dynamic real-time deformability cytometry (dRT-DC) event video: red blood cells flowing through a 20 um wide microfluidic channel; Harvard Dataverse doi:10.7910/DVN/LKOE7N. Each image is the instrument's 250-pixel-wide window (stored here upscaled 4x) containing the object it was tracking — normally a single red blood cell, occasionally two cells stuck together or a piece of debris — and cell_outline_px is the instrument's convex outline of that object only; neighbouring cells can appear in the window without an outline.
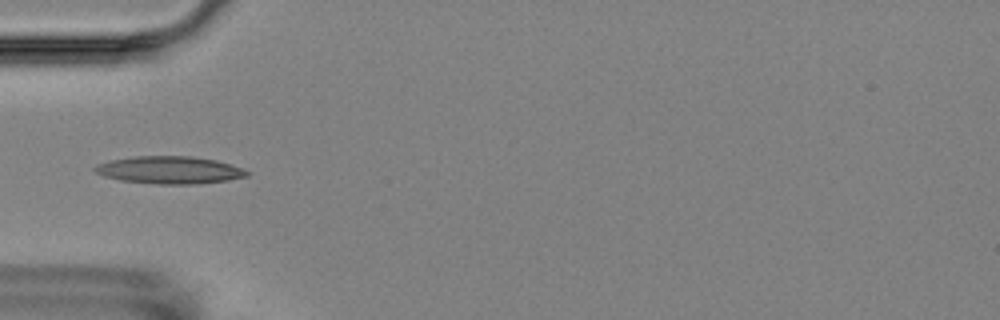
{"species": "Egyptian fruit bat (a non-hibernating species)", "species_latin": "Rousettus aegyptiacus", "temperature_condition": "room temperature", "stored_images_in_passage": 5, "camera_frame_rate_fps": 3000, "um_per_image_px": 0.085, "animal": {"sex": "female"}, "frame": {"image": 1, "passage_image": 5, "time_ms": 5.333, "image_size_px": [1000, 320], "cell_outline_px": [[248, 176], [228, 180], [196, 184], [160, 184], [120, 180], [104, 176], [96, 172], [92, 168], [96, 164], [112, 160], [132, 156], [192, 156], [216, 160], [244, 168], [248, 172]], "centroid_in_image_um": [14.42, 14.44], "position_along_channel_um": 70.6, "area_um2": 24.33}}